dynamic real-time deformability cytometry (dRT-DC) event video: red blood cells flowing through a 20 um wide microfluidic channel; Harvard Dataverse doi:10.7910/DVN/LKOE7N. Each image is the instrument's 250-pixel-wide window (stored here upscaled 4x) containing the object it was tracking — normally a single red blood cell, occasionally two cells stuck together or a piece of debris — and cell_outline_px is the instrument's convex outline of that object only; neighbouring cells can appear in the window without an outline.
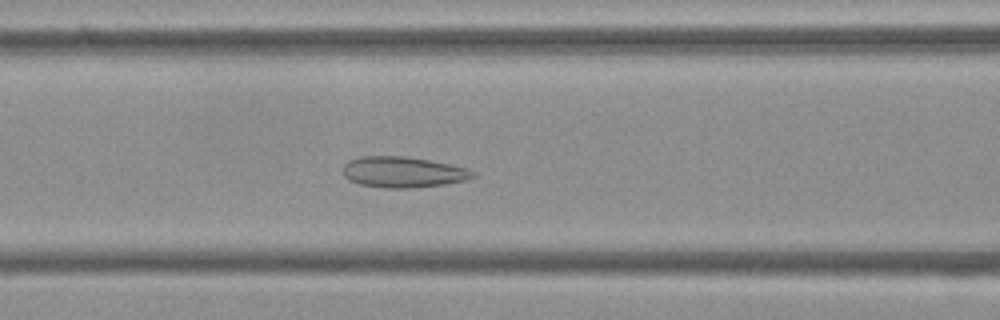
{"species": "Egyptian fruit bat (a non-hibernating species)", "species_latin": "Rousettus aegyptiacus", "temperature_condition": "cold", "stored_images_in_passage": 45, "camera_frame_rate_fps": 3000, "um_per_image_px": 0.085, "frame": {"image": 1, "passage_image": 21, "time_ms": 6.667, "image_size_px": [1000, 320], "cell_outline_px": [[476, 176], [464, 180], [444, 184], [408, 188], [384, 188], [360, 184], [348, 180], [344, 176], [344, 164], [348, 160], [360, 156], [404, 156], [428, 160], [468, 168], [476, 172]], "centroid_in_image_um": [34.24, 14.62], "position_along_channel_um": 132.4, "area_um2": 23.29}}
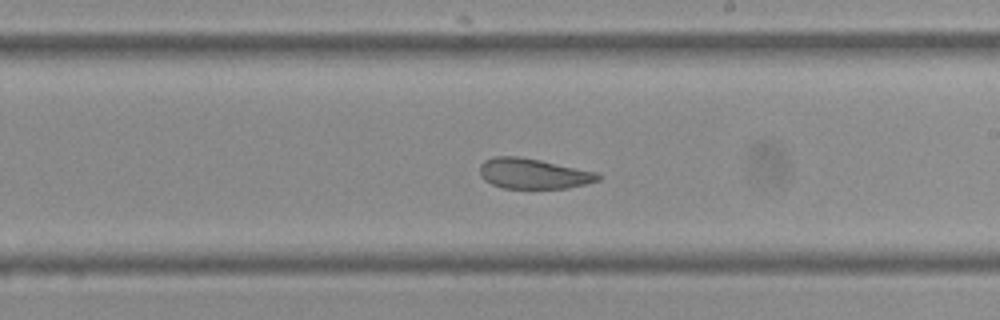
{"frame": {"image": 2, "passage_image": 30, "time_ms": 9.667, "image_size_px": [1000, 320], "cell_outline_px": [[600, 180], [568, 188], [504, 188], [492, 184], [484, 180], [480, 176], [480, 164], [484, 160], [496, 156], [516, 156], [540, 160], [600, 172]], "centroid_in_image_um": [45.34, 14.75], "position_along_channel_um": 243.7, "area_um2": 20.98}}
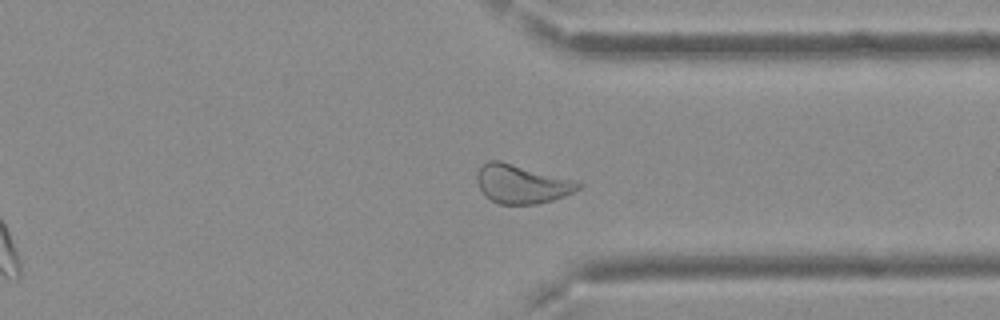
{"frame": {"image": 3, "passage_image": 40, "time_ms": 13.0, "image_size_px": [1000, 320], "cell_outline_px": [[584, 184], [580, 188], [564, 196], [552, 200], [536, 204], [500, 204], [484, 196], [476, 180], [476, 176], [480, 168], [488, 160], [500, 160], [576, 180]], "centroid_in_image_um": [44.35, 15.63], "position_along_channel_um": 367.0, "area_um2": 22.95}, "authors_computed_cell_mechanics": {"area_um2": 23.8136, "velocity_mm_per_s": 3.7132, "shape_relaxation_time_tau1_ms": null, "shape_relaxation_time_tau2_ms": 1.777, "deformation_change_tau1": null, "deformation_change_tau2": 0.0727}}